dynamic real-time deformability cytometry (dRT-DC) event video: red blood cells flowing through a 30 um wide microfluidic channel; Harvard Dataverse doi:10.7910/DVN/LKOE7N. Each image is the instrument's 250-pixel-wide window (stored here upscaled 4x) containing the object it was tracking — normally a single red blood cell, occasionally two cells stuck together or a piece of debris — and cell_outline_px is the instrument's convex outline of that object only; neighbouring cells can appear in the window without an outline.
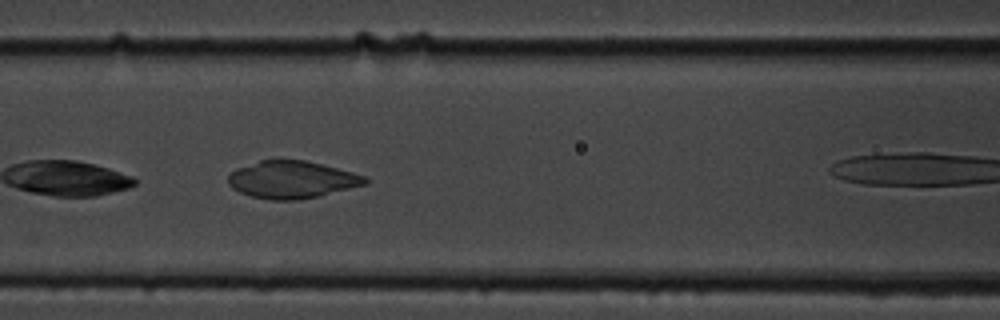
{"species": "common noctule bat (a hibernating species)", "species_latin": "Nyctalus noctula", "temperature_condition": "cold", "stored_images_in_passage": 11, "camera_frame_rate_fps": 3000, "um_per_image_px": 0.085, "animal": {"sex": "male", "body_mass_g": 19.5, "forearm_length_mm": 54.6}, "frame": {"image": 1, "passage_image": 7, "time_ms": 2.0, "image_size_px": [1000, 320], "cell_outline_px": [[368, 184], [320, 196], [296, 200], [268, 200], [252, 196], [240, 192], [232, 188], [228, 184], [228, 176], [236, 168], [260, 160], [304, 160], [368, 176]], "centroid_in_image_um": [24.83, 15.28], "position_along_channel_um": 141.8, "area_um2": 29.82}}